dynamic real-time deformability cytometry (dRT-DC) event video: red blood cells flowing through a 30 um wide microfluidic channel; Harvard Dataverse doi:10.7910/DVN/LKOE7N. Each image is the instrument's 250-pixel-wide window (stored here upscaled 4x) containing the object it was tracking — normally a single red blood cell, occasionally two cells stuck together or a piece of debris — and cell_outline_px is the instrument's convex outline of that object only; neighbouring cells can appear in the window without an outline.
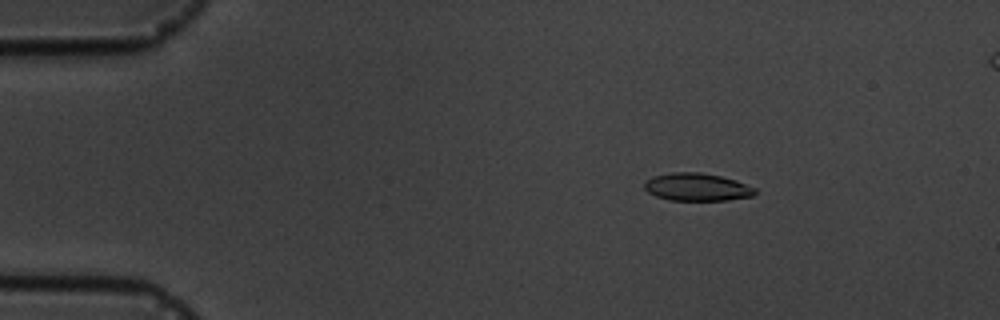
{"species": "common noctule bat (a hibernating species)", "species_latin": "Nyctalus noctula", "temperature_condition": "cold", "stored_images_in_passage": 5, "camera_frame_rate_fps": 3000, "um_per_image_px": 0.085, "animal": {"sex": "male", "body_mass_g": 19.5, "forearm_length_mm": 54.6}, "frame": {"image": 1, "passage_image": 2, "time_ms": 1.0, "image_size_px": [1000, 320], "cell_outline_px": [[756, 192], [752, 196], [728, 200], [668, 200], [656, 196], [648, 192], [644, 188], [644, 180], [652, 176], [672, 172], [700, 172], [720, 176], [736, 180], [756, 188]], "centroid_in_image_um": [59.21, 15.89], "position_along_channel_um": 25.8, "area_um2": 17.98}}